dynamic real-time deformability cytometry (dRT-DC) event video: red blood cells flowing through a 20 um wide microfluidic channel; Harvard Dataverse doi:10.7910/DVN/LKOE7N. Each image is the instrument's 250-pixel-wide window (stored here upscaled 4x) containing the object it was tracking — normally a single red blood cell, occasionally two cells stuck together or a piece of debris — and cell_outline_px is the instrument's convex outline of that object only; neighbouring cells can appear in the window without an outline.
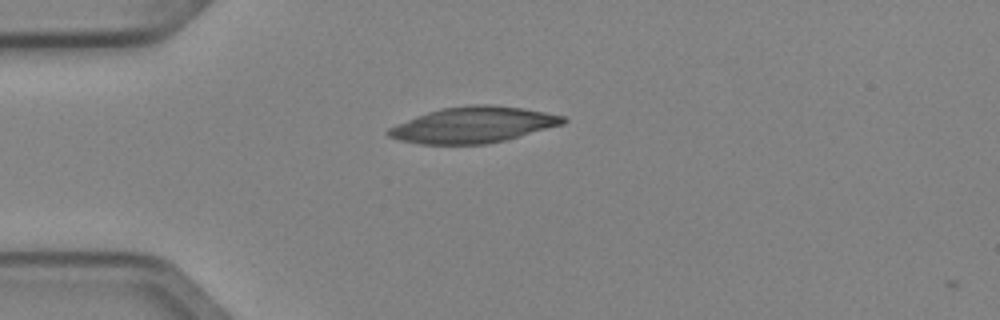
{"species": "Egyptian fruit bat (a non-hibernating species)", "species_latin": "Rousettus aegyptiacus", "temperature_condition": "cold", "stored_images_in_passage": 2, "camera_frame_rate_fps": 3000, "um_per_image_px": 0.085, "animal": {"sex": "female"}, "frame": {"image": 1, "passage_image": 1, "time_ms": 0.0, "image_size_px": [1000, 320], "cell_outline_px": [[568, 120], [564, 124], [504, 140], [484, 144], [420, 144], [400, 140], [388, 136], [388, 128], [428, 112], [440, 108], [472, 104], [488, 104], [524, 108], [564, 116]], "centroid_in_image_um": [40.25, 10.6], "position_along_channel_um": 44.7, "area_um2": 36.24}}